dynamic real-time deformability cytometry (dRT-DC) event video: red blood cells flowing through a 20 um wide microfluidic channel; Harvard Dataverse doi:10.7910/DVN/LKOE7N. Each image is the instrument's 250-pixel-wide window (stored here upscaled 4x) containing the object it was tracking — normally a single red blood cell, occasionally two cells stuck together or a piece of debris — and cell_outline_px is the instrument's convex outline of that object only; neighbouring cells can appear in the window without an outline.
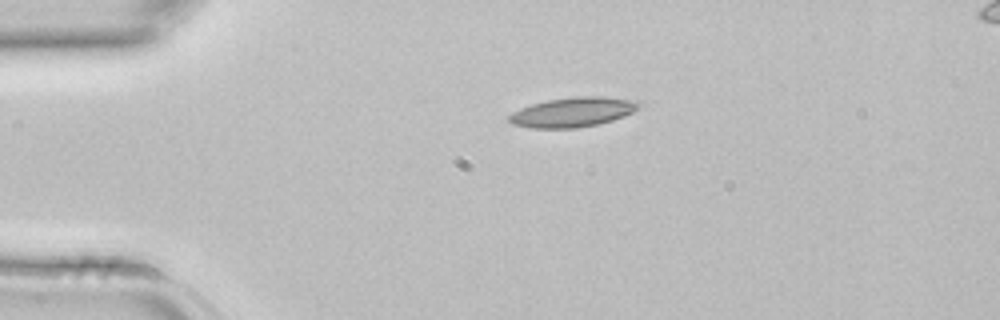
{"species": "common noctule bat (a hibernating species)", "species_latin": "Nyctalus noctula", "temperature_condition": "room temperature", "stored_images_in_passage": 2, "camera_frame_rate_fps": 3000, "um_per_image_px": 0.085, "animal": {"sex": "female", "body_mass_g": 22.7, "forearm_length_mm": 54.2}, "frame": {"image": 1, "passage_image": 1, "time_ms": 0.0, "image_size_px": [1000, 320], "cell_outline_px": [[640, 104], [632, 112], [624, 116], [600, 124], [576, 128], [532, 128], [512, 124], [508, 120], [508, 116], [512, 112], [520, 108], [532, 104], [548, 100], [576, 96], [604, 96], [636, 100]], "centroid_in_image_um": [48.67, 9.53], "position_along_channel_um": 36.3, "area_um2": 22.43}}